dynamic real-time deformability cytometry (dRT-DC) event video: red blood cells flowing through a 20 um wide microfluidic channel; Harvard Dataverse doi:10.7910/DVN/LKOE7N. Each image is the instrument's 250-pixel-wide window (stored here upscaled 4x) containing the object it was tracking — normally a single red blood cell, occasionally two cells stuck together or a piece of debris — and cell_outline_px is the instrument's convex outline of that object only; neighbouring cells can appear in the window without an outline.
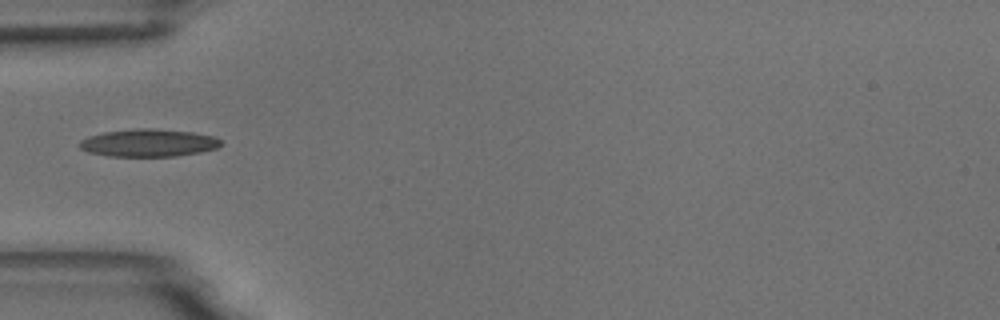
{"species": "common noctule bat (a hibernating species)", "species_latin": "Nyctalus noctula", "temperature_condition": "room temperature", "stored_images_in_passage": 7, "camera_frame_rate_fps": 3000, "um_per_image_px": 0.085, "animal": {"sex": "male", "body_mass_g": 18.8}, "frame": {"image": 1, "passage_image": 5, "time_ms": 4.667, "image_size_px": [1000, 320], "cell_outline_px": [[220, 144], [216, 148], [200, 152], [176, 156], [108, 156], [88, 152], [80, 148], [80, 140], [88, 136], [104, 132], [136, 128], [152, 128], [192, 132], [212, 136], [220, 140]], "centroid_in_image_um": [12.58, 12.14], "position_along_channel_um": 72.4, "area_um2": 22.6}}